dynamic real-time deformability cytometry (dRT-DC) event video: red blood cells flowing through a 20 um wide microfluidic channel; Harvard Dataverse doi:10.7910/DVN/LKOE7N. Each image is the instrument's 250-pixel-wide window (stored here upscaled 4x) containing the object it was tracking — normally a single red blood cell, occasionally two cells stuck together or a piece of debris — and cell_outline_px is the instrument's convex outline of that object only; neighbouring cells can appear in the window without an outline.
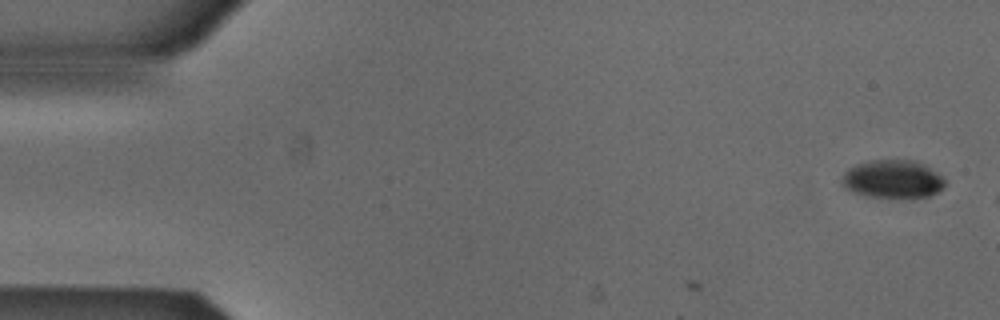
{"species": "Egyptian fruit bat (a non-hibernating species)", "species_latin": "Rousettus aegyptiacus", "temperature_condition": "cold", "stored_images_in_passage": 2, "camera_frame_rate_fps": 3000, "um_per_image_px": 0.085, "animal": {"sex": "male"}, "frame": {"image": 1, "passage_image": 2, "time_ms": 0.333, "image_size_px": [1000, 320], "cell_outline_px": [[944, 188], [928, 196], [864, 196], [852, 192], [844, 184], [844, 172], [848, 168], [856, 164], [872, 160], [916, 160], [924, 164], [936, 172], [944, 180]], "centroid_in_image_um": [75.88, 15.19], "position_along_channel_um": 9.1, "area_um2": 22.31}}